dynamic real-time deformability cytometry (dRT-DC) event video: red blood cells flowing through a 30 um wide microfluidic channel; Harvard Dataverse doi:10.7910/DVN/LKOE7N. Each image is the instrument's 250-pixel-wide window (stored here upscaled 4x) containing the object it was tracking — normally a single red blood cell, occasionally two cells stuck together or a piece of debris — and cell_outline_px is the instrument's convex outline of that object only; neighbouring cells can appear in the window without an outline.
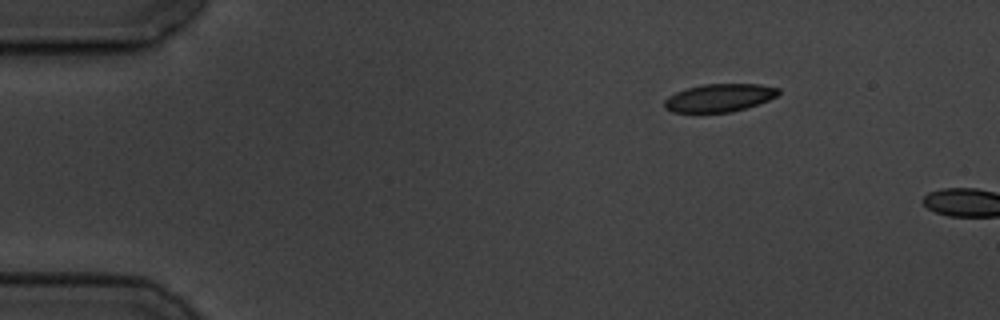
{"species": "common noctule bat (a hibernating species)", "species_latin": "Nyctalus noctula", "temperature_condition": "cold", "stored_images_in_passage": 2, "camera_frame_rate_fps": 3000, "um_per_image_px": 0.085, "animal": {"sex": "male", "body_mass_g": 19.5, "forearm_length_mm": 54.6}, "frame": {"image": 1, "passage_image": 1, "time_ms": 0.0, "image_size_px": [1000, 320], "cell_outline_px": [[780, 92], [776, 96], [768, 100], [732, 112], [672, 112], [664, 108], [664, 100], [668, 96], [676, 92], [688, 88], [704, 84], [760, 84], [780, 88]], "centroid_in_image_um": [61.13, 8.31], "position_along_channel_um": 23.9, "area_um2": 18.44}}